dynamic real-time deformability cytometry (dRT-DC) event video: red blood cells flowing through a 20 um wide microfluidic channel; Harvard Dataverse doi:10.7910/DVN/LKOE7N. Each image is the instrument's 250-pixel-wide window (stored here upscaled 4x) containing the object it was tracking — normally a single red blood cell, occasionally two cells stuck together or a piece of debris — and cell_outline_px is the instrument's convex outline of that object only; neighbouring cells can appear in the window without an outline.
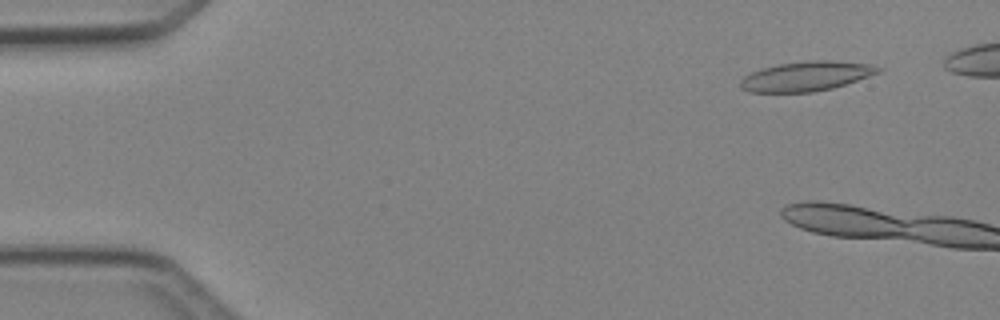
{"species": "Egyptian fruit bat (a non-hibernating species)", "species_latin": "Rousettus aegyptiacus", "temperature_condition": "cold", "stored_images_in_passage": 10, "camera_frame_rate_fps": 3000, "um_per_image_px": 0.085, "animal": {"sex": "female"}, "frame": {"image": 1, "passage_image": 4, "time_ms": 1.0, "image_size_px": [1000, 320], "cell_outline_px": [[884, 68], [880, 72], [832, 88], [812, 92], [748, 92], [740, 88], [740, 80], [744, 76], [760, 68], [780, 64], [808, 60], [832, 60], [868, 64]], "centroid_in_image_um": [68.5, 6.47], "position_along_channel_um": 16.5, "area_um2": 23.7}}